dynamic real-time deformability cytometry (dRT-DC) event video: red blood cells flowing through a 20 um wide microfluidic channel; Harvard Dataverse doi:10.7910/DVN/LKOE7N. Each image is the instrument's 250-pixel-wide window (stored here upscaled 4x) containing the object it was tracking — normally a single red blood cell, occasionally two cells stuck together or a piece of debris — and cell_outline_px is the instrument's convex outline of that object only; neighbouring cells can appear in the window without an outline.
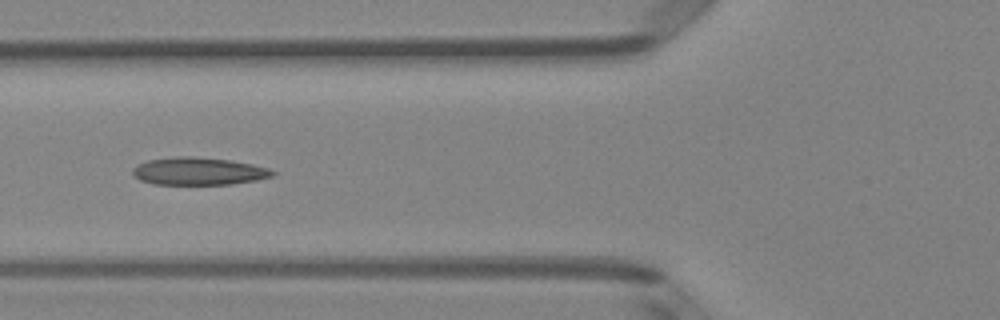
{"species": "Egyptian fruit bat (a non-hibernating species)", "species_latin": "Rousettus aegyptiacus", "temperature_condition": "room temperature", "stored_images_in_passage": 6, "camera_frame_rate_fps": 3000, "um_per_image_px": 0.085, "animal": {"sex": "female"}, "frame": {"image": 1, "passage_image": 6, "time_ms": 1.667, "image_size_px": [1000, 320], "cell_outline_px": [[276, 172], [272, 176], [256, 180], [232, 184], [152, 184], [140, 180], [132, 172], [132, 168], [136, 164], [148, 160], [176, 156], [196, 156], [228, 160], [252, 164], [268, 168]], "centroid_in_image_um": [16.85, 14.55], "position_along_channel_um": 108.9, "area_um2": 22.48}}